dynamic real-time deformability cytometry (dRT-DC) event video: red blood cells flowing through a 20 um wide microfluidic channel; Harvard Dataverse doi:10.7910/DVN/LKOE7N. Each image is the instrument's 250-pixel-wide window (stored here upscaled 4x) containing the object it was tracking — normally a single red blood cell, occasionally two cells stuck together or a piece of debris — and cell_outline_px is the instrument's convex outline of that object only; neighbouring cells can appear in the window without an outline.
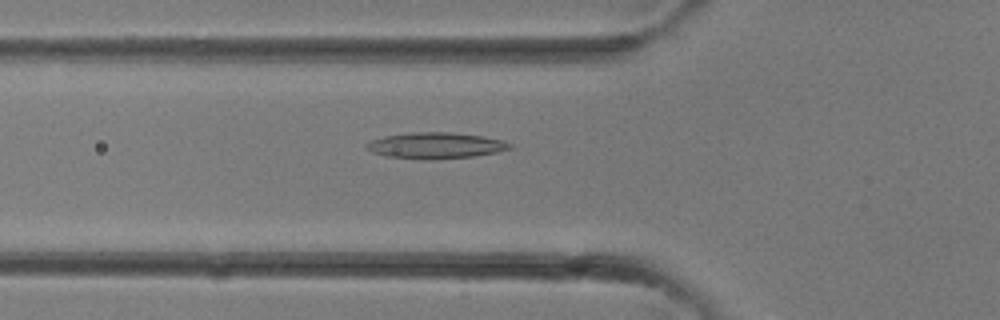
{"species": "common noctule bat (a hibernating species)", "species_latin": "Nyctalus noctula", "temperature_condition": "room temperature", "stored_images_in_passage": 33, "camera_frame_rate_fps": 3000, "um_per_image_px": 0.085, "animal": {"sex": "female"}, "frame": {"image": 1, "passage_image": 12, "time_ms": 3.667, "image_size_px": [1000, 320], "cell_outline_px": [[512, 148], [496, 152], [472, 156], [432, 160], [388, 156], [372, 152], [364, 148], [364, 144], [372, 140], [384, 136], [408, 132], [452, 132], [484, 136], [504, 140], [512, 144]], "centroid_in_image_um": [37.03, 12.36], "position_along_channel_um": 88.8, "area_um2": 21.91}}
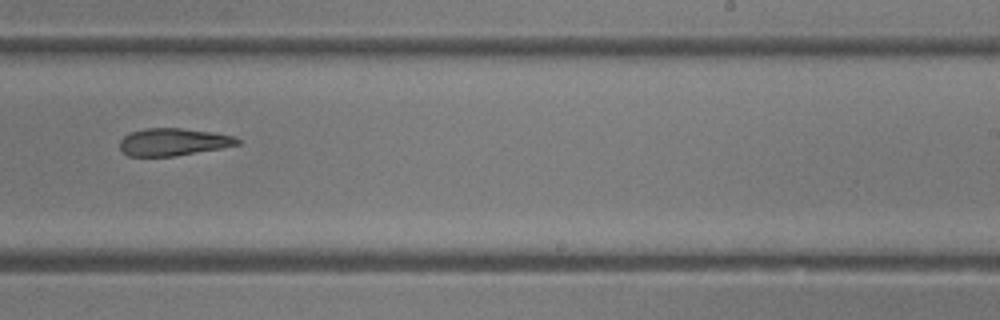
{"frame": {"image": 2, "passage_image": 21, "time_ms": 6.667, "image_size_px": [1000, 320], "cell_outline_px": [[240, 144], [220, 148], [176, 156], [128, 156], [120, 148], [120, 140], [128, 132], [144, 128], [180, 128], [212, 132], [236, 136], [240, 140]], "centroid_in_image_um": [14.72, 12.06], "position_along_channel_um": 274.3, "area_um2": 18.84}}
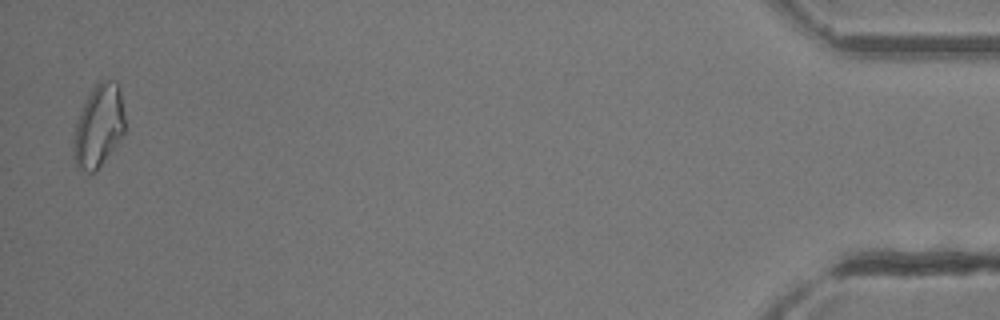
{"frame": {"image": 3, "passage_image": 33, "time_ms": 10.667, "image_size_px": [1000, 320], "cell_outline_px": [[124, 132], [116, 144], [100, 164], [88, 176], [76, 164], [72, 156], [72, 144], [76, 124], [80, 112], [88, 96], [96, 84], [104, 76], [116, 80], [120, 84], [124, 112]], "centroid_in_image_um": [8.39, 10.64], "position_along_channel_um": 426.8, "area_um2": 24.8}}